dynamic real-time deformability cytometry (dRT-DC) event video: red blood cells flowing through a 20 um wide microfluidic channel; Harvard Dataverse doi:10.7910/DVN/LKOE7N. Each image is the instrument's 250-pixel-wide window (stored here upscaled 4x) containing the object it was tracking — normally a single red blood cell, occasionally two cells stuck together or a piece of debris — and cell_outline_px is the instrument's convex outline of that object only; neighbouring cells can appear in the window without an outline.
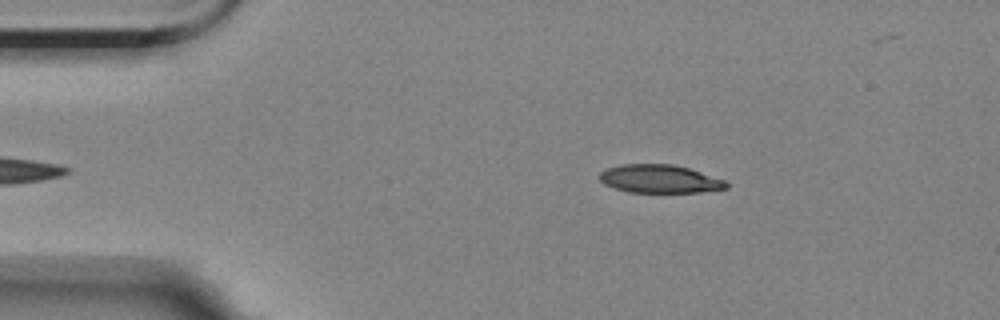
{"species": "Egyptian fruit bat (a non-hibernating species)", "species_latin": "Rousettus aegyptiacus", "temperature_condition": "room temperature", "stored_images_in_passage": 5, "camera_frame_rate_fps": 3000, "um_per_image_px": 0.085, "animal": {"sex": "female"}, "frame": {"image": 1, "passage_image": 5, "time_ms": 5.667, "image_size_px": [1000, 320], "cell_outline_px": [[728, 188], [700, 192], [628, 192], [604, 184], [600, 180], [600, 172], [608, 168], [620, 164], [672, 164], [688, 168], [728, 180]], "centroid_in_image_um": [56.11, 15.2], "position_along_channel_um": 28.9, "area_um2": 20.87}}